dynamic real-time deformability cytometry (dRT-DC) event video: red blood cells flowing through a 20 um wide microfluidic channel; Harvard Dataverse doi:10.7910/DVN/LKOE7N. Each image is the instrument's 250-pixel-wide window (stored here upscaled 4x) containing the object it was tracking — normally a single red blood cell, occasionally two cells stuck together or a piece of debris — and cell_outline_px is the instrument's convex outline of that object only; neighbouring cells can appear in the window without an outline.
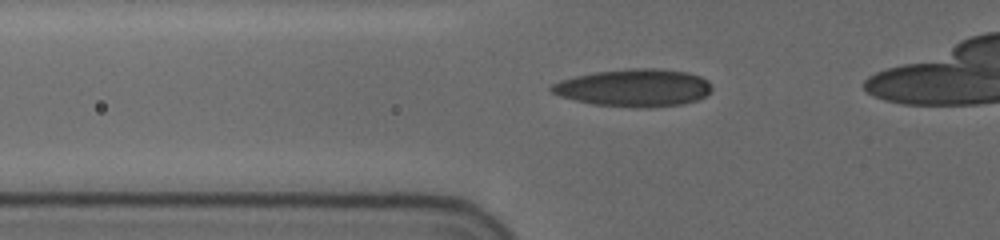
{"species": "human", "species_latin": "Homo sapiens", "temperature_condition": "cold", "stored_images_in_passage": 18, "camera_frame_rate_fps": 3000, "um_per_image_px": 0.085, "donor": {"sex": "female"}, "frame": {"image": 1, "passage_image": 7, "time_ms": 2.0, "image_size_px": [1000, 240], "cell_outline_px": [[712, 88], [704, 96], [696, 100], [684, 104], [648, 108], [644, 108], [592, 104], [560, 96], [552, 92], [548, 88], [552, 84], [560, 80], [576, 76], [596, 72], [632, 68], [656, 68], [688, 72], [700, 76], [708, 80]], "centroid_in_image_um": [53.9, 7.46], "position_along_channel_um": 71.9, "area_um2": 35.03}}
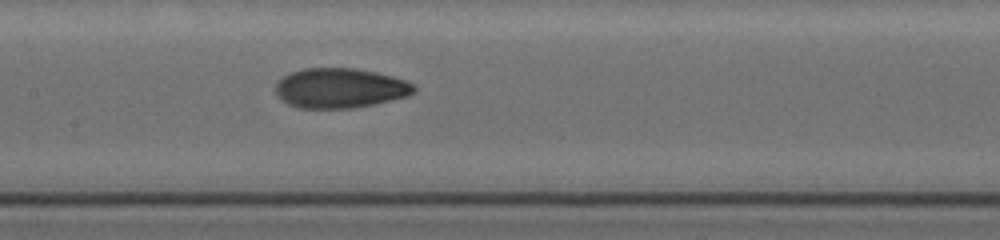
{"frame": {"image": 2, "passage_image": 12, "time_ms": 3.667, "image_size_px": [1000, 240], "cell_outline_px": [[416, 92], [408, 96], [372, 104], [352, 108], [300, 108], [288, 104], [276, 92], [276, 80], [288, 72], [304, 68], [356, 68], [376, 72], [392, 76], [416, 84]], "centroid_in_image_um": [28.91, 7.47], "position_along_channel_um": 178.5, "area_um2": 32.25}}
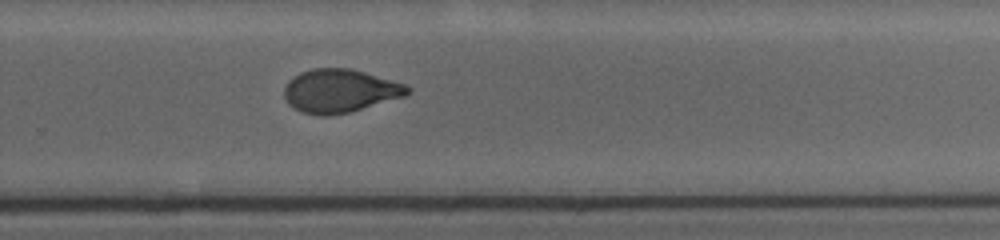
{"frame": {"image": 3, "passage_image": 18, "time_ms": 5.667, "image_size_px": [1000, 240], "cell_outline_px": [[412, 88], [404, 96], [348, 112], [328, 116], [320, 116], [300, 112], [288, 104], [284, 96], [284, 88], [288, 80], [292, 76], [300, 72], [312, 68], [352, 68], [404, 84]], "centroid_in_image_um": [28.82, 7.72], "position_along_channel_um": 301.0, "area_um2": 31.1}}